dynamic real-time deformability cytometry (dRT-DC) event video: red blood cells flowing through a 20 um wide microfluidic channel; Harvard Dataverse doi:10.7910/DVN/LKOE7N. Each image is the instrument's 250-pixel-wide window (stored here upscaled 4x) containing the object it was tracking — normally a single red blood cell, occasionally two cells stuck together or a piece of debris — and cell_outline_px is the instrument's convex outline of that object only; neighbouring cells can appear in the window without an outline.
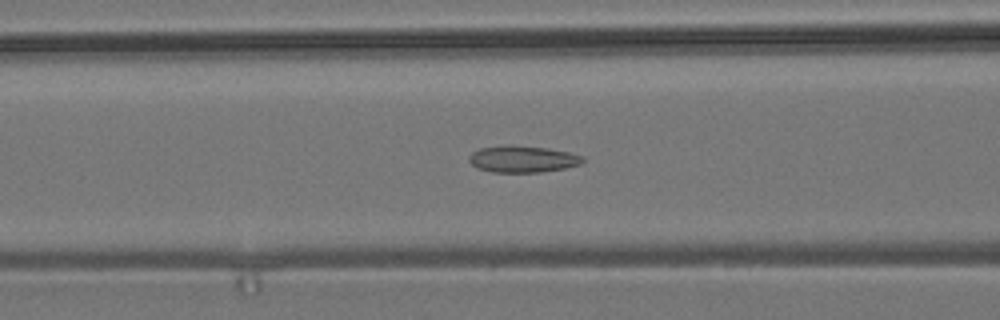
{"species": "common noctule bat (a hibernating species)", "species_latin": "Nyctalus noctula", "temperature_condition": "room temperature", "stored_images_in_passage": 28, "camera_frame_rate_fps": 3000, "um_per_image_px": 0.085, "animal": {"sex": "male", "body_mass_g": 19.2, "forearm_length_mm": 51.8}, "frame": {"image": 1, "passage_image": 16, "time_ms": 5.0, "image_size_px": [1000, 320], "cell_outline_px": [[584, 160], [580, 164], [564, 168], [540, 172], [492, 172], [476, 168], [468, 160], [468, 156], [472, 152], [480, 148], [508, 144], [512, 144], [548, 148], [568, 152], [584, 156]], "centroid_in_image_um": [44.39, 13.51], "position_along_channel_um": 122.2, "area_um2": 17.86}}
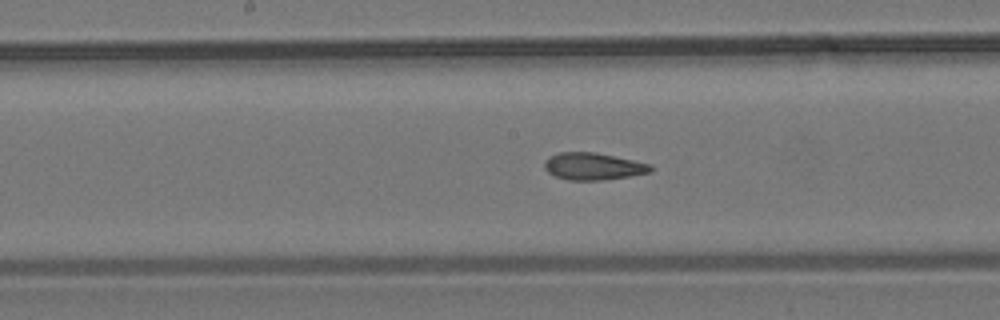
{"frame": {"image": 2, "passage_image": 22, "time_ms": 7.0, "image_size_px": [1000, 320], "cell_outline_px": [[652, 172], [604, 180], [568, 180], [556, 176], [548, 172], [544, 168], [544, 160], [548, 156], [560, 152], [596, 152], [652, 164]], "centroid_in_image_um": [50.41, 14.13], "position_along_channel_um": 197.8, "area_um2": 16.88}}
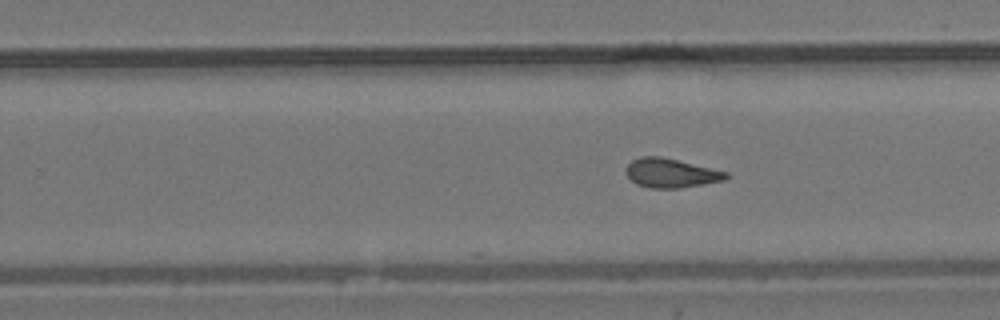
{"frame": {"image": 3, "passage_image": 28, "time_ms": 9.0, "image_size_px": [1000, 320], "cell_outline_px": [[728, 176], [724, 180], [704, 184], [680, 188], [648, 188], [636, 184], [624, 172], [628, 164], [632, 160], [640, 156], [660, 156], [728, 172]], "centroid_in_image_um": [56.99, 14.71], "position_along_channel_um": 272.8, "area_um2": 16.94}}